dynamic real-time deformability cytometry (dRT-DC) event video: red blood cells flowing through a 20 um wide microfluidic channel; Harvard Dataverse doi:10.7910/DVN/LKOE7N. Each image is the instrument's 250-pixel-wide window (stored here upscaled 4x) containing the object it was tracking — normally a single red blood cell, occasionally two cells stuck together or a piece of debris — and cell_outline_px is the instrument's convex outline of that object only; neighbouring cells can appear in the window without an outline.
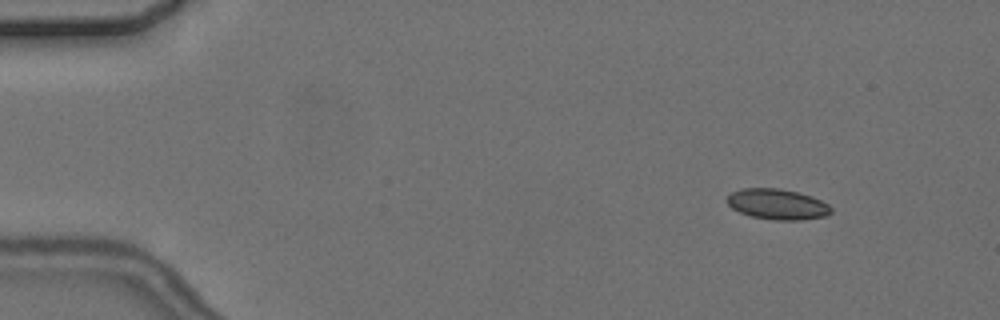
{"species": "common noctule bat (a hibernating species)", "species_latin": "Nyctalus noctula", "temperature_condition": "cold", "stored_images_in_passage": 5, "camera_frame_rate_fps": 3000, "um_per_image_px": 0.085, "animal": {"sex": "female", "body_mass_g": 24.6, "forearm_length_mm": 56.2}, "frame": {"image": 1, "passage_image": 2, "time_ms": 1.0, "image_size_px": [1000, 320], "cell_outline_px": [[832, 212], [824, 216], [800, 220], [772, 220], [752, 216], [740, 212], [732, 208], [724, 200], [732, 192], [740, 188], [780, 188], [812, 196], [828, 204], [832, 208]], "centroid_in_image_um": [66.05, 17.35], "position_along_channel_um": 18.9, "area_um2": 18.55}}